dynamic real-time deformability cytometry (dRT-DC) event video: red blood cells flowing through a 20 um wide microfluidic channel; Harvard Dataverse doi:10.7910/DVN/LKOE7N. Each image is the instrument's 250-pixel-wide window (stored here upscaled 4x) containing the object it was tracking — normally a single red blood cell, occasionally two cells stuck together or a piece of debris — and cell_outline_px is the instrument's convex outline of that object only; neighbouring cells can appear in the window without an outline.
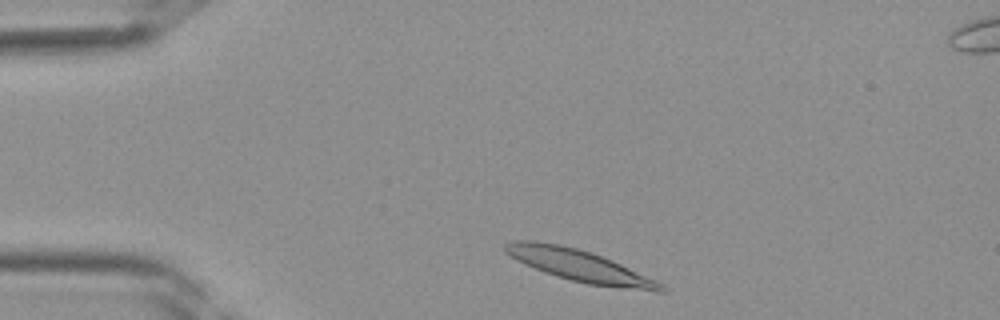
{"species": "Egyptian fruit bat (a non-hibernating species)", "species_latin": "Rousettus aegyptiacus", "temperature_condition": "room temperature", "stored_images_in_passage": 35, "segment_of_instrument_passage": [1, 2], "camera_frame_rate_fps": 3000, "um_per_image_px": 0.085, "frame": {"image": 1, "passage_image": 2, "time_ms": 0.333, "image_size_px": [1000, 320], "cell_outline_px": [[668, 292], [656, 292], [588, 284], [556, 276], [544, 272], [524, 264], [516, 260], [504, 252], [504, 244], [512, 240], [536, 240], [576, 248], [592, 252], [620, 264], [656, 280], [664, 284], [668, 288]], "centroid_in_image_um": [49.26, 22.59], "position_along_channel_um": 35.7, "area_um2": 28.84}}
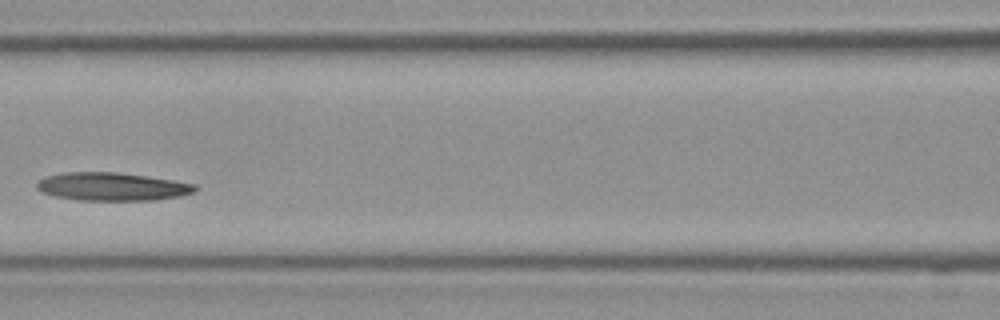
{"frame": {"image": 2, "passage_image": 12, "time_ms": 3.667, "image_size_px": [1000, 320], "cell_outline_px": [[200, 188], [196, 192], [180, 196], [152, 200], [80, 200], [56, 196], [40, 192], [36, 188], [36, 184], [40, 180], [48, 176], [64, 172], [116, 172], [172, 180], [196, 184]], "centroid_in_image_um": [9.56, 15.86], "position_along_channel_um": 157.0, "area_um2": 25.84}}
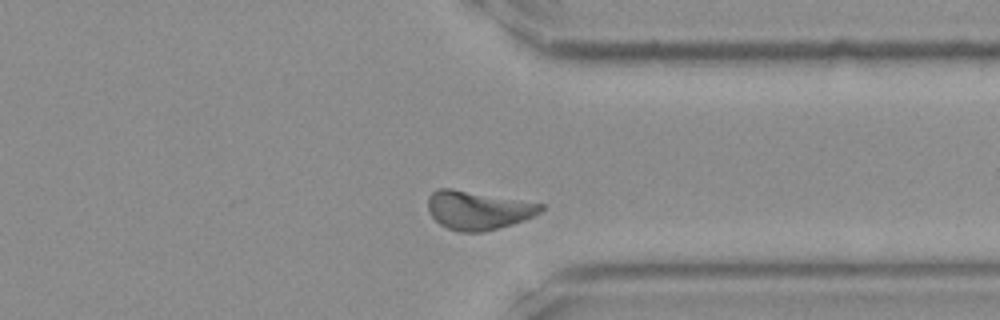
{"frame": {"image": 3, "passage_image": 25, "time_ms": 8.0, "image_size_px": [1000, 320], "cell_outline_px": [[544, 208], [540, 212], [524, 220], [512, 224], [480, 232], [460, 232], [448, 228], [440, 224], [428, 212], [428, 196], [436, 188], [452, 188], [544, 204]], "centroid_in_image_um": [40.6, 17.85], "position_along_channel_um": 370.8, "area_um2": 25.32}}